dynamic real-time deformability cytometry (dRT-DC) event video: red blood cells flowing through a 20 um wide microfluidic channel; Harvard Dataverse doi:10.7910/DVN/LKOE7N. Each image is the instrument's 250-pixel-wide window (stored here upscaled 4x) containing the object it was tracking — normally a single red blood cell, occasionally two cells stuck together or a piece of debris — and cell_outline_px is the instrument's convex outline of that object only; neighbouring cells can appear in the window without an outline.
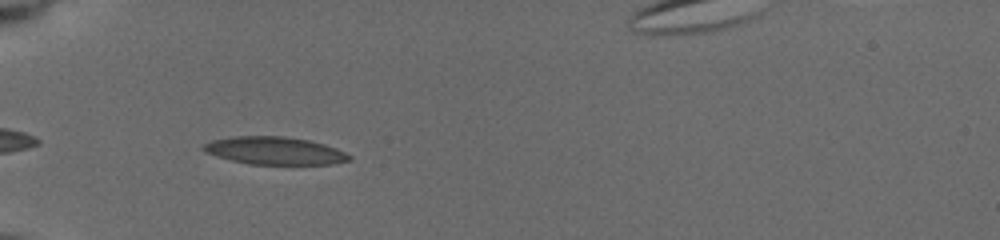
{"species": "common noctule bat (a hibernating species)", "species_latin": "Nyctalus noctula", "temperature_condition": "cold", "stored_images_in_passage": 9, "camera_frame_rate_fps": 3000, "um_per_image_px": 0.085, "animal": {"sex": "female", "body_mass_g": 19.5, "forearm_length_mm": 54.1}, "frame": {"image": 1, "passage_image": 7, "time_ms": 5.667, "image_size_px": [1000, 240], "cell_outline_px": [[352, 160], [332, 164], [248, 164], [216, 156], [204, 152], [200, 148], [204, 144], [212, 140], [232, 136], [284, 136], [308, 140], [324, 144], [336, 148], [352, 156]], "centroid_in_image_um": [23.33, 12.81], "position_along_channel_um": 61.7, "area_um2": 23.58}}
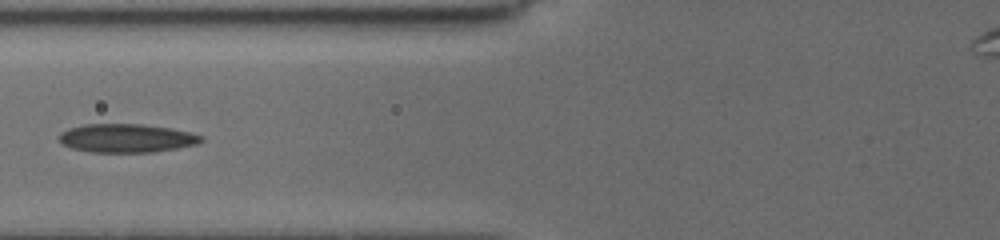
{"frame": {"image": 2, "passage_image": 9, "time_ms": 7.333, "image_size_px": [1000, 240], "cell_outline_px": [[204, 140], [196, 144], [176, 148], [152, 152], [88, 152], [72, 148], [60, 144], [56, 136], [60, 132], [68, 128], [84, 124], [140, 124], [168, 128], [188, 132], [204, 136]], "centroid_in_image_um": [10.67, 11.74], "position_along_channel_um": 115.1, "area_um2": 23.76}}